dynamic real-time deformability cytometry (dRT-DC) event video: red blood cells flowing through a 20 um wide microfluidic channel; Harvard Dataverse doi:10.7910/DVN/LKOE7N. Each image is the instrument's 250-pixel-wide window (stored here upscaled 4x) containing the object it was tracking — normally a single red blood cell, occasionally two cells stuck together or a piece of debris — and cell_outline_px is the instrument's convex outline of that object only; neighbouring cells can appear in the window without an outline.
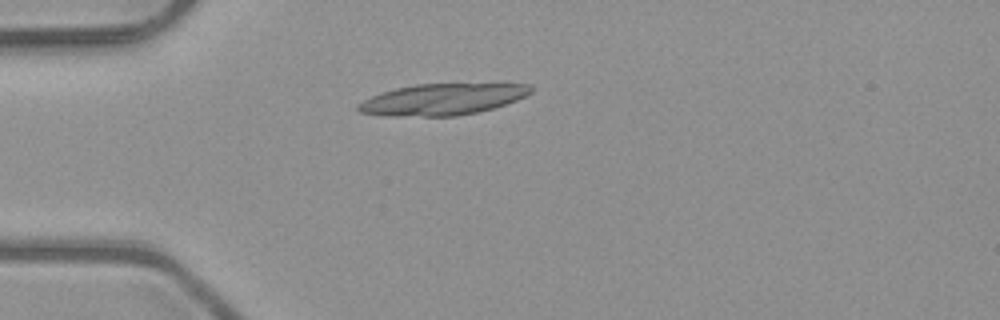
{"species": "common noctule bat (a hibernating species)", "species_latin": "Nyctalus noctula", "temperature_condition": "room temperature", "stored_images_in_passage": 5, "camera_frame_rate_fps": 3000, "um_per_image_px": 0.085, "animal": {"sex": "male", "body_mass_g": 23.1, "forearm_length_mm": 52.7}, "frame": {"image": 1, "passage_image": 4, "time_ms": 1.0, "image_size_px": [1000, 320], "cell_outline_px": [[532, 92], [516, 100], [492, 108], [476, 112], [456, 116], [384, 116], [360, 112], [356, 108], [356, 104], [372, 96], [396, 88], [416, 84], [532, 84]], "centroid_in_image_um": [37.57, 8.45], "position_along_channel_um": 47.4, "area_um2": 31.27}}